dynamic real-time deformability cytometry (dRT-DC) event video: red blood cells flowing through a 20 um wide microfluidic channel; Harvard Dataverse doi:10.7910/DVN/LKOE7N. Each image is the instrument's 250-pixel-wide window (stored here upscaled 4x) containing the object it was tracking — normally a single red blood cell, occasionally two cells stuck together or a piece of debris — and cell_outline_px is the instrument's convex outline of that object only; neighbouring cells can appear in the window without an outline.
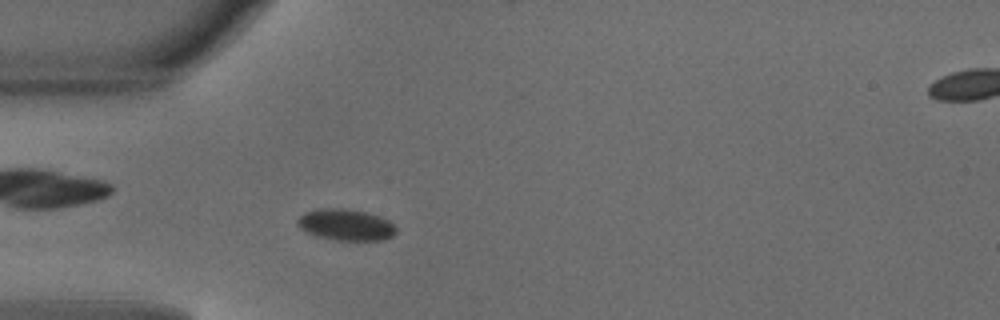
{"species": "common noctule bat (a hibernating species)", "species_latin": "Nyctalus noctula", "temperature_condition": "warm", "stored_images_in_passage": 46, "camera_frame_rate_fps": 3000, "um_per_image_px": 0.085, "animal": {"sex": "male", "body_mass_g": 18.8}, "frame": {"image": 1, "passage_image": 11, "time_ms": 3.333, "image_size_px": [1000, 320], "cell_outline_px": [[396, 232], [392, 236], [384, 240], [336, 240], [316, 236], [300, 228], [296, 224], [296, 220], [304, 212], [320, 208], [344, 208], [364, 212], [380, 216], [388, 220], [396, 228]], "centroid_in_image_um": [29.37, 19.1], "position_along_channel_um": 55.6, "area_um2": 18.03}}
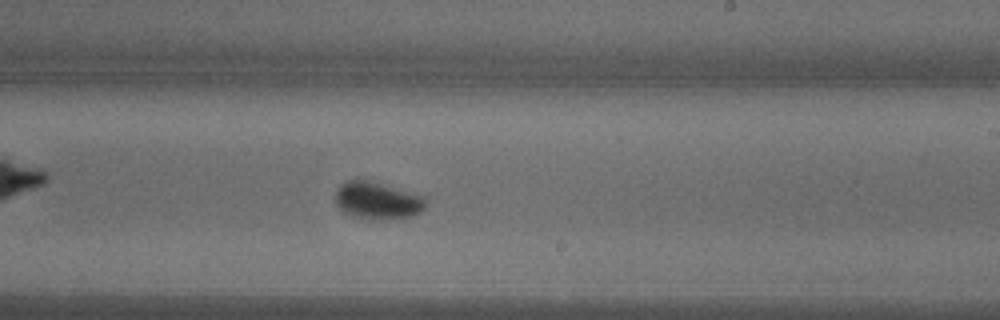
{"frame": {"image": 2, "passage_image": 26, "time_ms": 8.333, "image_size_px": [1000, 320], "cell_outline_px": [[428, 204], [420, 212], [412, 216], [376, 220], [352, 216], [344, 212], [336, 204], [336, 192], [340, 184], [348, 180], [368, 180], [424, 196], [428, 200]], "centroid_in_image_um": [32.1, 17.05], "position_along_channel_um": 256.9, "area_um2": 19.54}}
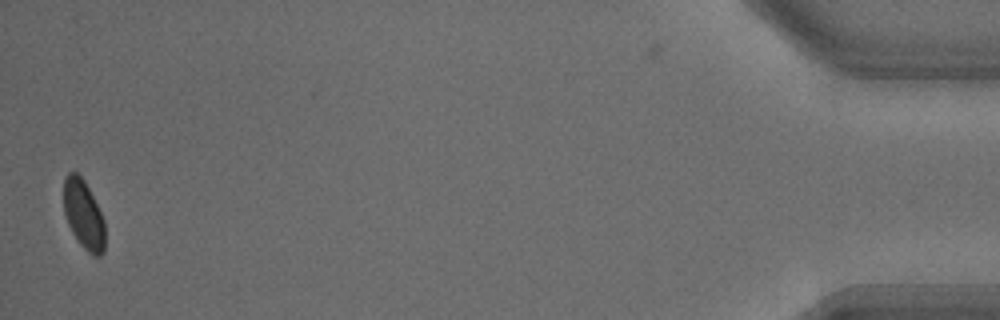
{"frame": {"image": 3, "passage_image": 45, "time_ms": 14.667, "image_size_px": [1000, 320], "cell_outline_px": [[104, 252], [100, 256], [92, 256], [80, 244], [72, 232], [68, 224], [64, 212], [64, 180], [68, 172], [76, 172], [84, 180], [104, 220]], "centroid_in_image_um": [7.1, 18.26], "position_along_channel_um": 428.1, "area_um2": 16.36}, "authors_computed_cell_mechanics": {"area_um2": 17.7446, "velocity_mm_per_s": 4.127, "shape_relaxation_time_tau1_ms": 1.8149, "shape_relaxation_time_tau2_ms": null, "deformation_change_tau1": 0.0906, "deformation_change_tau2": null}}